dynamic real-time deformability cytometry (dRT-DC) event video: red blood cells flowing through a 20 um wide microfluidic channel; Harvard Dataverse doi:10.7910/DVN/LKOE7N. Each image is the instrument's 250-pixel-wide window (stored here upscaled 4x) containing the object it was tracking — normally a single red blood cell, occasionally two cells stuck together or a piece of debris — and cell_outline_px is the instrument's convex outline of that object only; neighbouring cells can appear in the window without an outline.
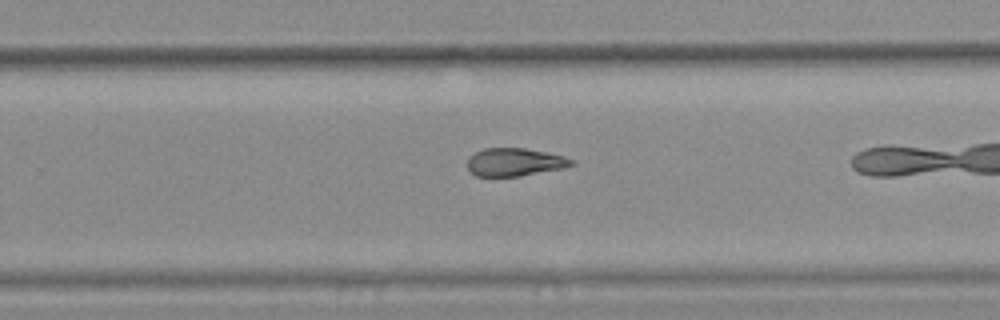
{"species": "common noctule bat (a hibernating species)", "species_latin": "Nyctalus noctula", "temperature_condition": "warm", "stored_images_in_passage": 12, "segment_of_instrument_passage": [1, 2], "camera_frame_rate_fps": 3000, "um_per_image_px": 0.085, "animal": {"sex": "female", "body_mass_g": 25.1}, "frame": {"image": 1, "passage_image": 10, "time_ms": 3.0, "image_size_px": [1000, 320], "cell_outline_px": [[576, 164], [560, 168], [520, 176], [476, 176], [468, 168], [468, 160], [476, 152], [484, 148], [524, 148], [564, 156], [572, 160]], "centroid_in_image_um": [43.74, 13.77], "position_along_channel_um": 286.1, "area_um2": 16.59}}